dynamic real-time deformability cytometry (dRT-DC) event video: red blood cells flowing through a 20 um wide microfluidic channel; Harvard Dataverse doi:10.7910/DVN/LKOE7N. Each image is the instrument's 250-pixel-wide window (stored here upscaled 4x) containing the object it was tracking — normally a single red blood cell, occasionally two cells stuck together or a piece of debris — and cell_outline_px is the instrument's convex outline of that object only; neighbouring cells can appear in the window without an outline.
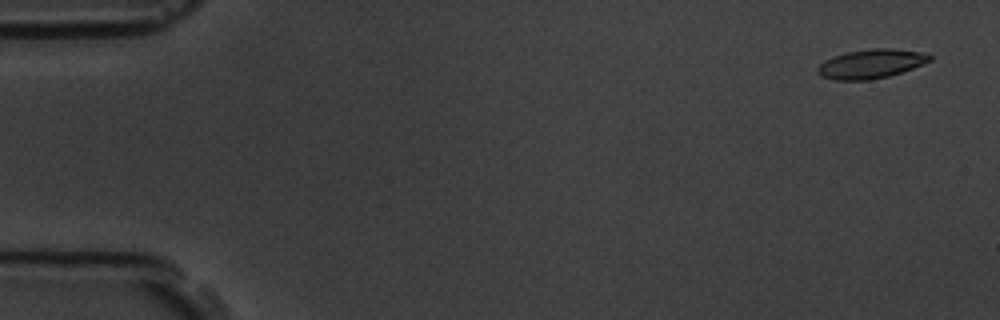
{"species": "common noctule bat (a hibernating species)", "species_latin": "Nyctalus noctula", "temperature_condition": "room temperature", "stored_images_in_passage": 5, "camera_frame_rate_fps": 3000, "um_per_image_px": 0.085, "animal": {"sex": "male", "body_mass_g": 19.5, "forearm_length_mm": 54.6}, "frame": {"image": 1, "passage_image": 1, "time_ms": 0.0, "image_size_px": [1000, 320], "cell_outline_px": [[932, 60], [912, 68], [888, 76], [868, 80], [832, 80], [820, 76], [816, 72], [816, 68], [824, 60], [848, 52], [872, 48], [892, 48], [920, 52], [932, 56]], "centroid_in_image_um": [73.99, 5.43], "position_along_channel_um": 11.0, "area_um2": 18.9}}
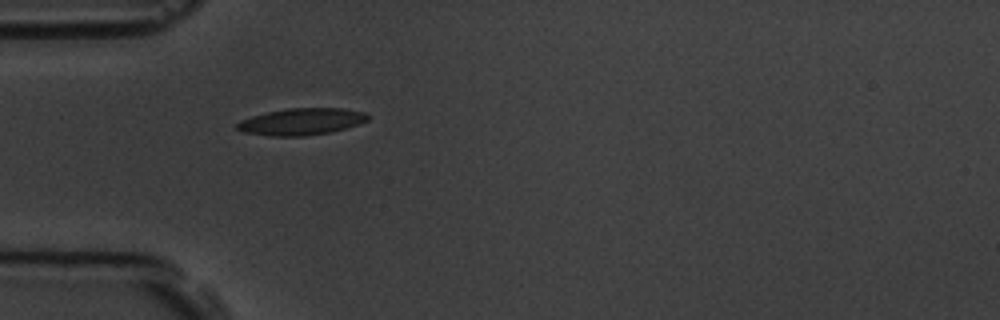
{"frame": {"image": 2, "passage_image": 5, "time_ms": 4.667, "image_size_px": [1000, 320], "cell_outline_px": [[368, 120], [332, 132], [304, 136], [272, 136], [244, 132], [236, 128], [236, 124], [240, 120], [252, 116], [268, 112], [288, 108], [344, 108], [364, 112], [368, 116]], "centroid_in_image_um": [25.6, 10.33], "position_along_channel_um": 59.4, "area_um2": 20.23}}